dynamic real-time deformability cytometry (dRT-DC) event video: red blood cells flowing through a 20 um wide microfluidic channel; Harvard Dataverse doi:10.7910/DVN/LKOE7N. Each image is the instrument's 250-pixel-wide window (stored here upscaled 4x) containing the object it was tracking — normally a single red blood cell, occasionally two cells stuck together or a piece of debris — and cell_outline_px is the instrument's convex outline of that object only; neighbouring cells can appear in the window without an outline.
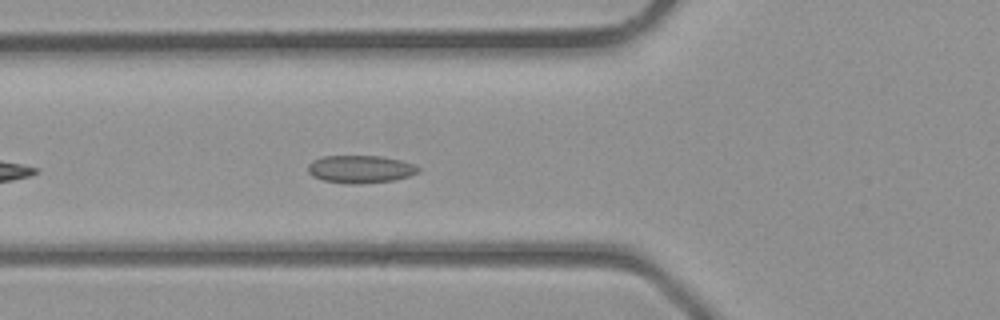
{"species": "common noctule bat (a hibernating species)", "species_latin": "Nyctalus noctula", "temperature_condition": "room temperature", "stored_images_in_passage": 13, "camera_frame_rate_fps": 3000, "um_per_image_px": 0.085, "animal": {"sex": "male", "body_mass_g": 23.1, "forearm_length_mm": 52.7}, "frame": {"image": 1, "passage_image": 4, "time_ms": 1.0, "image_size_px": [1000, 320], "cell_outline_px": [[420, 172], [408, 176], [392, 180], [360, 184], [348, 184], [324, 180], [312, 176], [308, 172], [308, 164], [312, 160], [324, 156], [380, 156], [400, 160], [412, 164], [420, 168]], "centroid_in_image_um": [30.61, 14.38], "position_along_channel_um": 95.2, "area_um2": 17.74}}
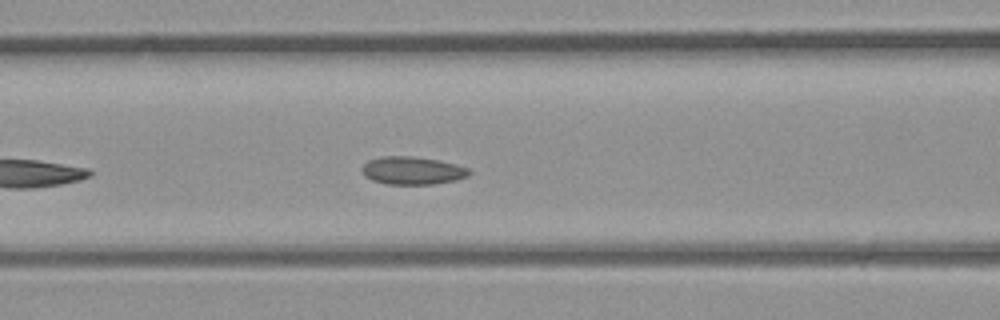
{"frame": {"image": 2, "passage_image": 6, "time_ms": 1.667, "image_size_px": [1000, 320], "cell_outline_px": [[472, 172], [468, 176], [456, 180], [432, 184], [388, 184], [372, 180], [364, 176], [364, 164], [368, 160], [380, 156], [412, 156], [440, 160], [456, 164], [468, 168]], "centroid_in_image_um": [35.09, 14.49], "position_along_channel_um": 131.5, "area_um2": 17.4}}